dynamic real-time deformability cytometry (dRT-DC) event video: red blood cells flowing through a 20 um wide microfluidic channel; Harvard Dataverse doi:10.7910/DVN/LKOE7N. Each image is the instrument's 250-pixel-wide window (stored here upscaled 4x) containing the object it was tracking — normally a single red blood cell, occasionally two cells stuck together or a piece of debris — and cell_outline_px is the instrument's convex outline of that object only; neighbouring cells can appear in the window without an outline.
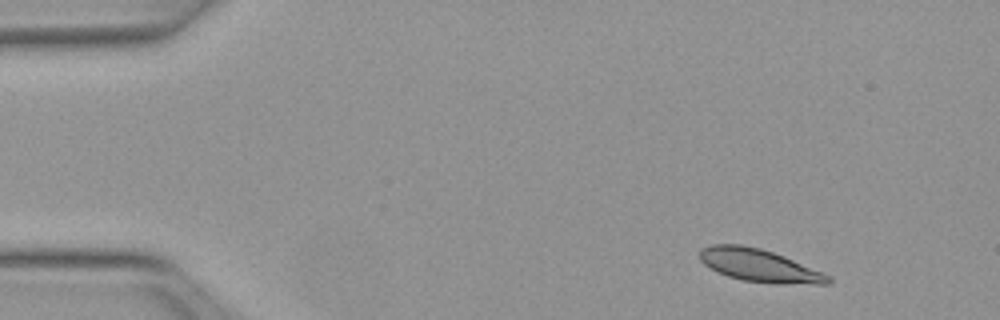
{"species": "Egyptian fruit bat (a non-hibernating species)", "species_latin": "Rousettus aegyptiacus", "temperature_condition": "warm", "stored_images_in_passage": 46, "camera_frame_rate_fps": 3000, "um_per_image_px": 0.085, "animal": {"sex": "female"}, "frame": {"image": 1, "passage_image": 1, "time_ms": 0.0, "image_size_px": [1000, 320], "cell_outline_px": [[832, 280], [828, 284], [776, 284], [744, 280], [728, 276], [716, 272], [704, 264], [700, 260], [700, 248], [712, 244], [740, 244], [760, 248], [784, 256], [832, 276]], "centroid_in_image_um": [64.54, 22.57], "position_along_channel_um": 20.5, "area_um2": 24.57}}
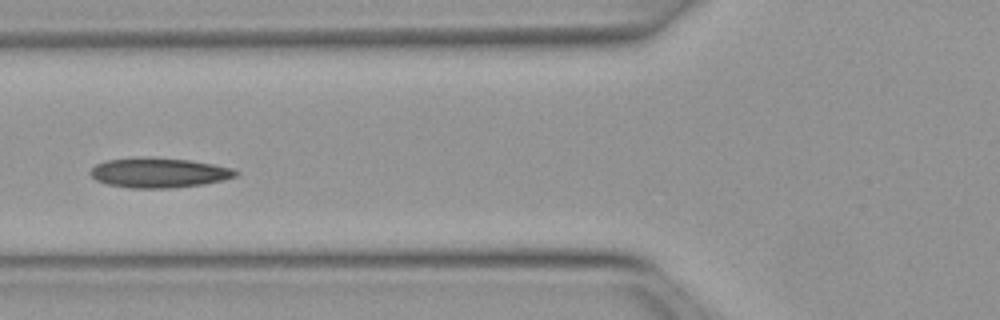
{"frame": {"image": 2, "passage_image": 15, "time_ms": 4.667, "image_size_px": [1000, 320], "cell_outline_px": [[240, 172], [236, 176], [224, 180], [204, 184], [168, 188], [128, 188], [108, 184], [96, 180], [88, 172], [96, 164], [104, 160], [136, 156], [152, 156], [188, 160], [212, 164], [232, 168]], "centroid_in_image_um": [13.47, 14.66], "position_along_channel_um": 112.3, "area_um2": 25.66}}
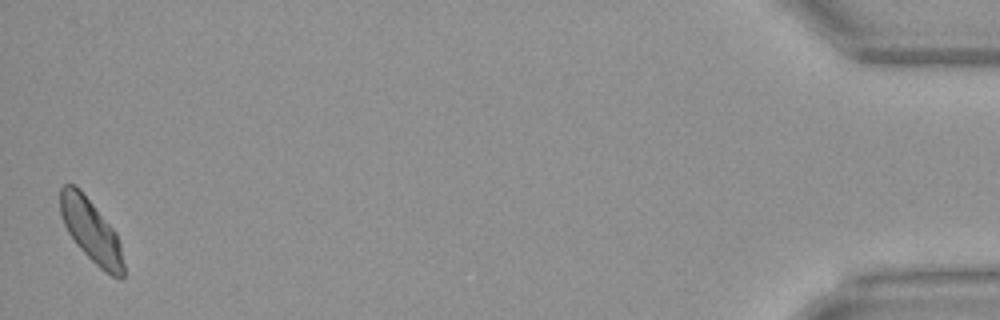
{"frame": {"image": 3, "passage_image": 46, "time_ms": 15.0, "image_size_px": [1000, 320], "cell_outline_px": [[124, 276], [120, 280], [104, 272], [76, 244], [68, 232], [64, 224], [60, 212], [60, 188], [64, 184], [72, 184], [80, 188], [116, 232], [120, 240], [124, 264]], "centroid_in_image_um": [7.76, 19.62], "position_along_channel_um": 427.4, "area_um2": 23.29}, "authors_computed_cell_mechanics": {"area_um2": 23.8136, "velocity_mm_per_s": 3.957, "shape_relaxation_time_tau1_ms": 5.582, "shape_relaxation_time_tau2_ms": 3.2961, "deformation_change_tau1": 0.1311, "deformation_change_tau2": 0.0721}}